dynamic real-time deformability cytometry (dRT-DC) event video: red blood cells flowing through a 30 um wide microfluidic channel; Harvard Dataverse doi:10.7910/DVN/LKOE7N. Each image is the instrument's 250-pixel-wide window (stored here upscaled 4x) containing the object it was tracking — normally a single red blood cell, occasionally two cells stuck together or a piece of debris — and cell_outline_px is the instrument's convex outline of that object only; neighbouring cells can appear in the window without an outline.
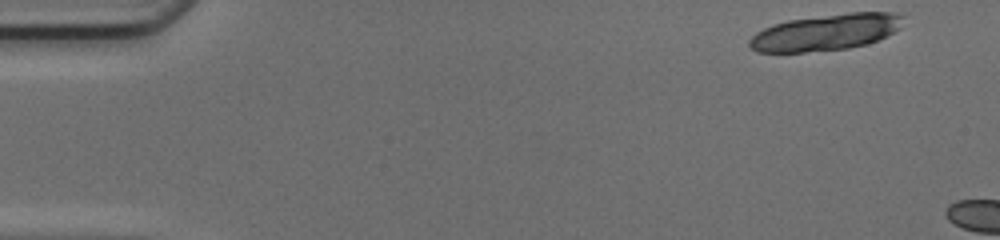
{"species": "common noctule bat (a hibernating species)", "species_latin": "Nyctalus noctula", "temperature_condition": "cold", "stored_images_in_passage": 4, "camera_frame_rate_fps": 3000, "um_per_image_px": 0.085, "animal": {"sex": "female", "body_mass_g": 17.0, "forearm_length_mm": 48.0}, "frame": {"image": 1, "passage_image": 1, "time_ms": 0.0, "image_size_px": [1000, 240], "cell_outline_px": [[904, 16], [900, 28], [876, 40], [864, 44], [848, 48], [804, 52], [756, 52], [748, 44], [748, 40], [756, 32], [772, 24], [788, 20], [848, 12], [892, 12]], "centroid_in_image_um": [70.16, 2.73], "position_along_channel_um": 14.8, "area_um2": 32.37}}